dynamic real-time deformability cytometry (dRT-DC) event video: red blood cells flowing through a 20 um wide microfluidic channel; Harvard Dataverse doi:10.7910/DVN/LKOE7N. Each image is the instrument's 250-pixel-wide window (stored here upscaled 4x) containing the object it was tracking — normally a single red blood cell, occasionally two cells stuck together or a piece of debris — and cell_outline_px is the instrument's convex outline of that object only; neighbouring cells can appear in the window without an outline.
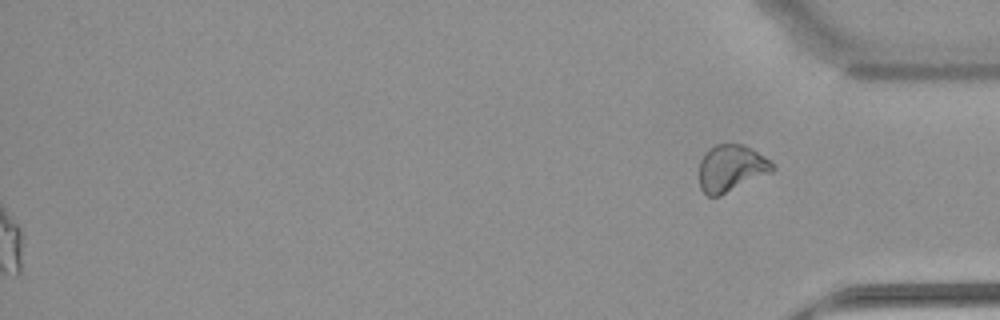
{"species": "common noctule bat (a hibernating species)", "species_latin": "Nyctalus noctula", "temperature_condition": "warm", "stored_images_in_passage": 54, "segment_of_instrument_passage": [2, 2], "camera_frame_rate_fps": 3000, "um_per_image_px": 0.085, "animal": {"sex": "female", "body_mass_g": 22.7, "forearm_length_mm": 54.2}, "frame": {"image": 1, "passage_image": 54, "time_ms": 17.667, "image_size_px": [1000, 320], "cell_outline_px": [[776, 168], [772, 172], [720, 196], [708, 196], [700, 188], [700, 160], [716, 144], [740, 144], [752, 148], [776, 164]], "centroid_in_image_um": [62.19, 14.31], "position_along_channel_um": 373.0, "area_um2": 19.88}}